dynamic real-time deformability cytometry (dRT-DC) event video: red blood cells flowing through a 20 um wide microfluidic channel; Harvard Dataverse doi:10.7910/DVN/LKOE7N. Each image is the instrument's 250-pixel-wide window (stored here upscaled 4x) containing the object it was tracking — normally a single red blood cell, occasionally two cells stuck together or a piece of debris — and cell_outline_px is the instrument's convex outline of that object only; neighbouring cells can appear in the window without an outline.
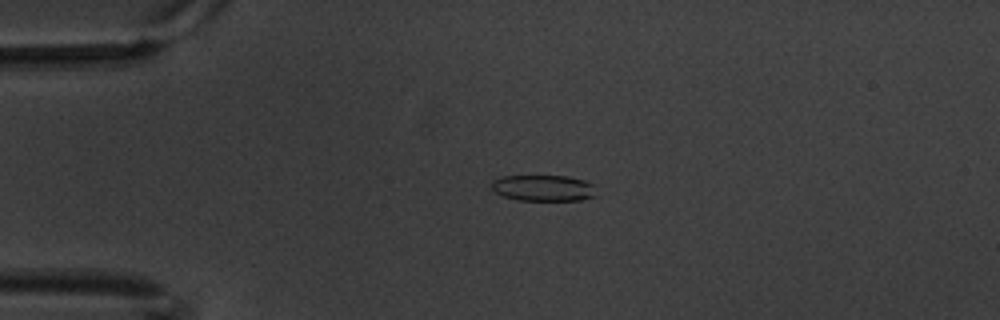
{"species": "common noctule bat (a hibernating species)", "species_latin": "Nyctalus noctula", "temperature_condition": "warm", "stored_images_in_passage": 4, "camera_frame_rate_fps": 3000, "um_per_image_px": 0.085, "animal": {"sex": "male", "body_mass_g": 20.1, "forearm_length_mm": 53.5}, "frame": {"image": 1, "passage_image": 3, "time_ms": 0.667, "image_size_px": [1000, 320], "cell_outline_px": [[596, 196], [580, 200], [516, 200], [504, 196], [496, 192], [492, 188], [492, 180], [500, 176], [568, 176], [584, 180], [592, 184]], "centroid_in_image_um": [46.17, 15.98], "position_along_channel_um": 38.8, "area_um2": 15.9}}